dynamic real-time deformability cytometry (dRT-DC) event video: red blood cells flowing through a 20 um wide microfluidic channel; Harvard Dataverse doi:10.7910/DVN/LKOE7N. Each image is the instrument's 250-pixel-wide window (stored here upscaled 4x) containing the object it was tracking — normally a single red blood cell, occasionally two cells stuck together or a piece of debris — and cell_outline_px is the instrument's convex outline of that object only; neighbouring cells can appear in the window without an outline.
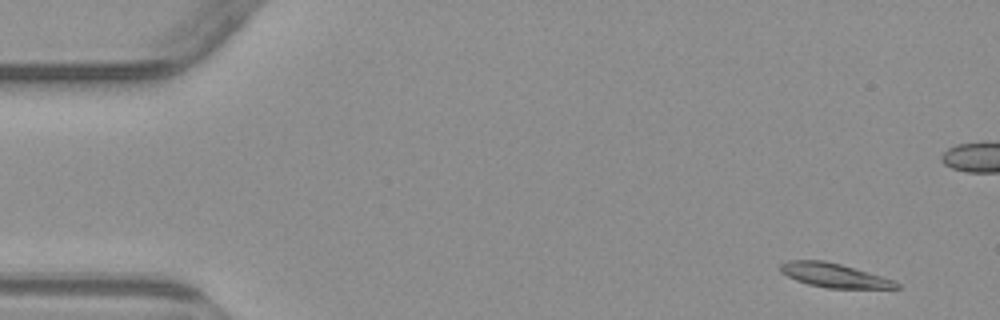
{"species": "common noctule bat (a hibernating species)", "species_latin": "Nyctalus noctula", "temperature_condition": "warm", "stored_images_in_passage": 5, "camera_frame_rate_fps": 3000, "um_per_image_px": 0.085, "animal": {"sex": "male", "body_mass_g": 23.1, "forearm_length_mm": 52.7}, "frame": {"image": 1, "passage_image": 1, "time_ms": 0.0, "image_size_px": [1000, 320], "cell_outline_px": [[900, 288], [828, 288], [808, 284], [796, 280], [780, 272], [780, 264], [788, 260], [824, 260], [840, 264], [880, 276], [892, 280], [900, 284]], "centroid_in_image_um": [70.85, 23.4], "position_along_channel_um": 14.2, "area_um2": 16.01}}